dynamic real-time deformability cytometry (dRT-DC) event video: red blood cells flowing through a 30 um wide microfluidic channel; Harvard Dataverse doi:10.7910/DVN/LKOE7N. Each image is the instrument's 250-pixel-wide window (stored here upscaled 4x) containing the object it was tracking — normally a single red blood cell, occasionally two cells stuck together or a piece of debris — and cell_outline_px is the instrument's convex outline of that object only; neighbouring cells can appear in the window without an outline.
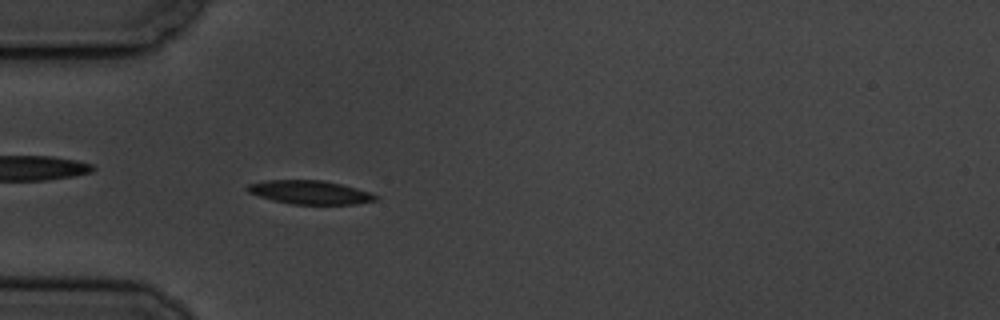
{"species": "common noctule bat (a hibernating species)", "species_latin": "Nyctalus noctula", "temperature_condition": "cold", "stored_images_in_passage": 5, "camera_frame_rate_fps": 3000, "um_per_image_px": 0.085, "animal": {"sex": "male", "body_mass_g": 19.5, "forearm_length_mm": 54.6}, "frame": {"image": 1, "passage_image": 5, "time_ms": 5.667, "image_size_px": [1000, 320], "cell_outline_px": [[380, 196], [376, 200], [356, 204], [292, 204], [272, 200], [248, 192], [244, 188], [248, 184], [264, 180], [324, 180], [356, 188]], "centroid_in_image_um": [26.32, 16.34], "position_along_channel_um": 58.7, "area_um2": 17.63}}